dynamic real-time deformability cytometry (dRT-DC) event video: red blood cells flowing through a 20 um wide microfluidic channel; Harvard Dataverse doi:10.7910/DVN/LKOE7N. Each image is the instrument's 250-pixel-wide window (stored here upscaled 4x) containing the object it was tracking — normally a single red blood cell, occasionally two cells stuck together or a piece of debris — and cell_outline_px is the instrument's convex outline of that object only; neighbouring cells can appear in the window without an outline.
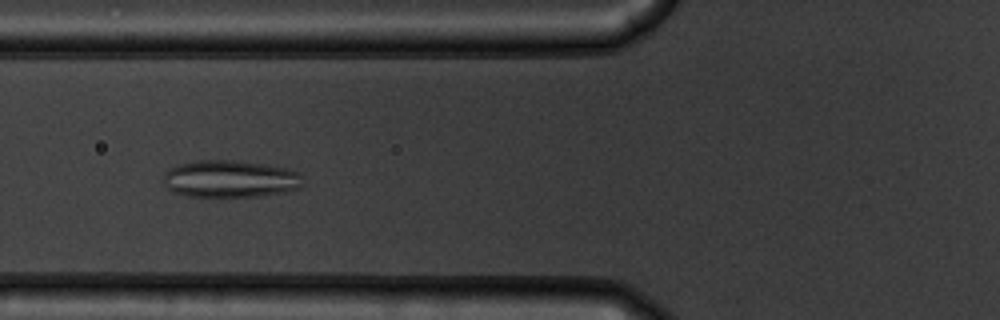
{"species": "common noctule bat (a hibernating species)", "species_latin": "Nyctalus noctula", "temperature_condition": "warm", "stored_images_in_passage": 55, "camera_frame_rate_fps": 3000, "um_per_image_px": 0.085, "animal": {"sex": "male", "body_mass_g": 19.5, "forearm_length_mm": 54.6}, "frame": {"image": 1, "passage_image": 21, "time_ms": 6.667, "image_size_px": [1000, 320], "cell_outline_px": [[300, 188], [284, 192], [264, 196], [188, 196], [172, 192], [164, 184], [164, 172], [168, 168], [180, 164], [196, 160], [232, 160], [268, 164], [288, 168], [300, 172]], "centroid_in_image_um": [19.55, 15.19], "position_along_channel_um": 106.2, "area_um2": 30.4}}
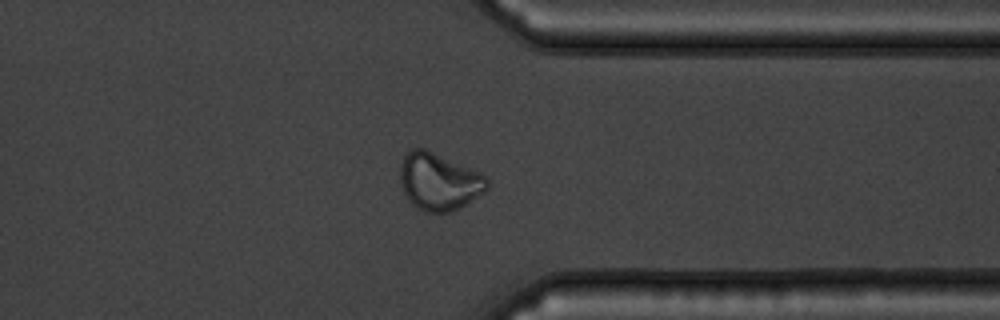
{"frame": {"image": 2, "passage_image": 43, "time_ms": 14.0, "image_size_px": [1000, 320], "cell_outline_px": [[488, 188], [484, 192], [460, 208], [448, 212], [424, 212], [416, 208], [408, 200], [404, 192], [400, 180], [400, 164], [404, 156], [412, 148], [424, 148], [480, 172], [488, 180]], "centroid_in_image_um": [37.3, 15.44], "position_along_channel_um": 374.1, "area_um2": 28.96}}
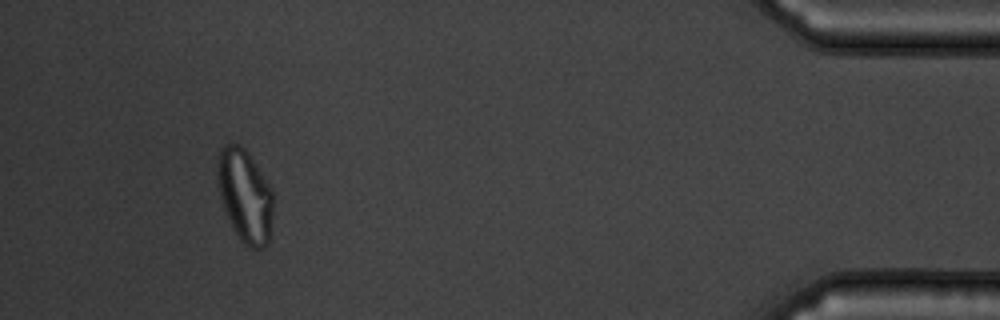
{"frame": {"image": 3, "passage_image": 51, "time_ms": 16.667, "image_size_px": [1000, 320], "cell_outline_px": [[272, 216], [268, 244], [264, 248], [248, 248], [240, 240], [232, 228], [224, 208], [220, 196], [216, 176], [216, 160], [220, 148], [224, 144], [240, 144], [248, 152], [272, 188]], "centroid_in_image_um": [20.8, 16.61], "position_along_channel_um": 414.4, "area_um2": 30.52}}